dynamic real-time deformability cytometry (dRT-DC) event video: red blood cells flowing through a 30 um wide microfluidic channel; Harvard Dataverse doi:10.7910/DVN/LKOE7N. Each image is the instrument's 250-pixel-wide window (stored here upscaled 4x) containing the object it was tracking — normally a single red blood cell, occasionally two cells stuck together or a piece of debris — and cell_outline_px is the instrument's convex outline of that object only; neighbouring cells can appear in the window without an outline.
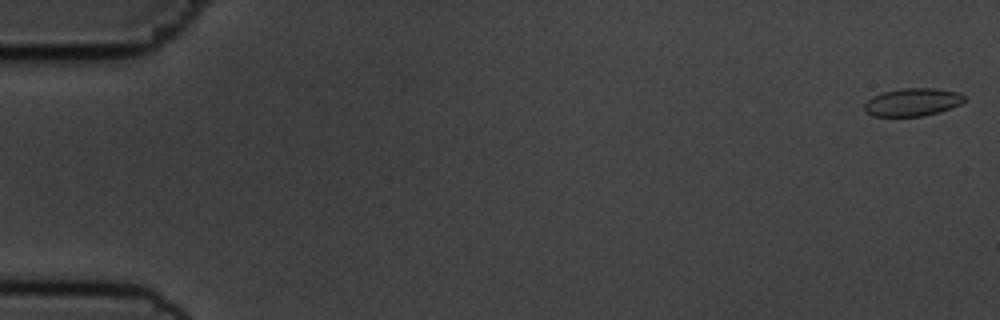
{"species": "common noctule bat (a hibernating species)", "species_latin": "Nyctalus noctula", "temperature_condition": "cold", "stored_images_in_passage": 49, "camera_frame_rate_fps": 3000, "um_per_image_px": 0.085, "animal": {"sex": "male", "body_mass_g": 19.5, "forearm_length_mm": 54.6}, "frame": {"image": 1, "passage_image": 1, "time_ms": 0.0, "image_size_px": [1000, 320], "cell_outline_px": [[964, 100], [960, 104], [940, 112], [924, 116], [872, 116], [864, 112], [864, 104], [872, 96], [884, 92], [904, 88], [936, 88], [956, 92], [964, 96]], "centroid_in_image_um": [77.53, 8.69], "position_along_channel_um": 7.5, "area_um2": 16.18}}
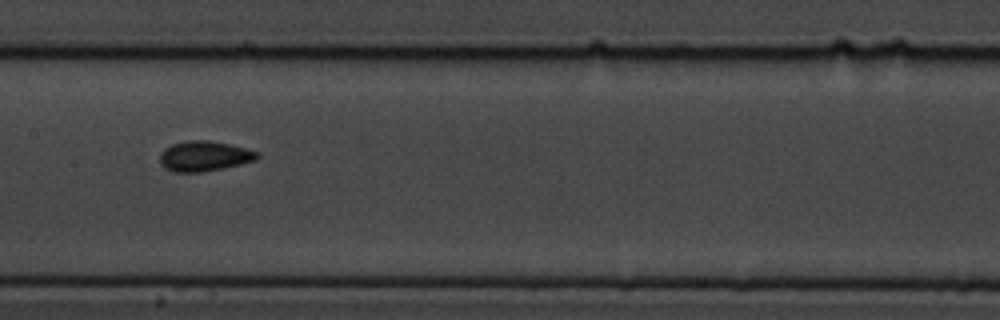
{"frame": {"image": 2, "passage_image": 28, "time_ms": 9.0, "image_size_px": [1000, 320], "cell_outline_px": [[260, 156], [256, 160], [240, 164], [200, 172], [176, 172], [164, 168], [160, 164], [160, 152], [164, 148], [172, 144], [184, 140], [208, 140], [228, 144], [260, 152]], "centroid_in_image_um": [17.33, 13.26], "position_along_channel_um": 190.1, "area_um2": 17.11}}
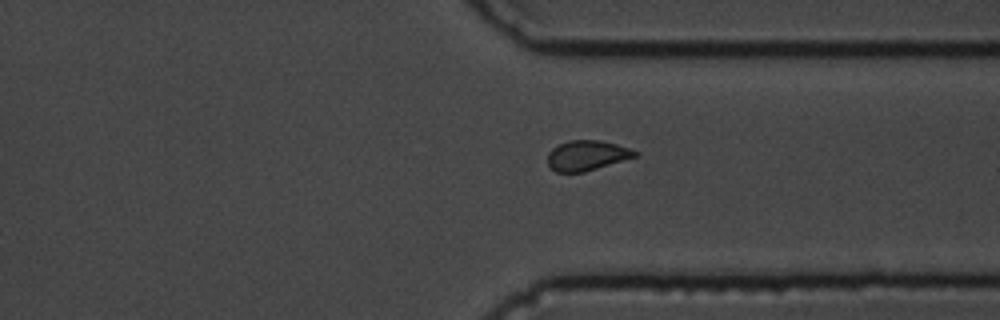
{"frame": {"image": 3, "passage_image": 42, "time_ms": 13.667, "image_size_px": [1000, 320], "cell_outline_px": [[640, 156], [584, 172], [556, 172], [548, 164], [548, 152], [552, 148], [568, 140], [600, 140], [616, 144], [640, 152]], "centroid_in_image_um": [49.93, 13.21], "position_along_channel_um": 361.5, "area_um2": 15.43}}